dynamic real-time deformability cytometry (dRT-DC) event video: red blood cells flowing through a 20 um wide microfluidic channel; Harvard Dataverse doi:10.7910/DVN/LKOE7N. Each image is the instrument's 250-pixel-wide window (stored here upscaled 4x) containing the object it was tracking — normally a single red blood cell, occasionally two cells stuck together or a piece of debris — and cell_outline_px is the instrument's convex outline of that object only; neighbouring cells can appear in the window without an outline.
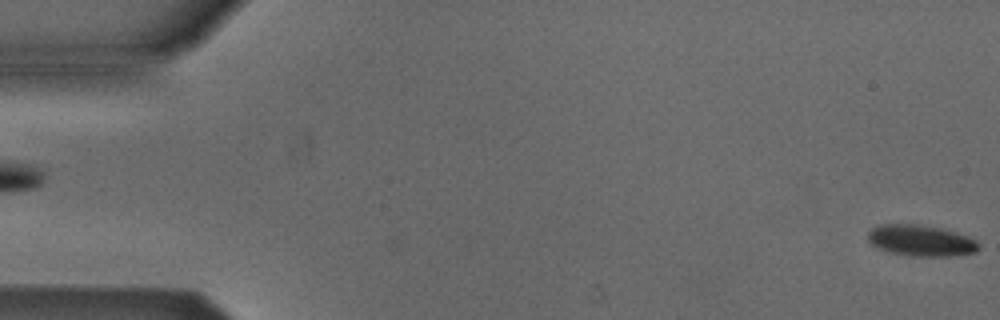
{"species": "Egyptian fruit bat (a non-hibernating species)", "species_latin": "Rousettus aegyptiacus", "temperature_condition": "cold", "stored_images_in_passage": 3, "segment_of_instrument_passage": [2, 2], "camera_frame_rate_fps": 3000, "um_per_image_px": 0.085, "animal": {"sex": "male"}, "frame": {"image": 1, "passage_image": 3, "time_ms": 2.333, "image_size_px": [1000, 320], "cell_outline_px": [[980, 248], [976, 252], [956, 256], [908, 256], [876, 248], [868, 240], [868, 232], [872, 228], [884, 224], [916, 224], [940, 228], [956, 232], [968, 236], [976, 240], [980, 244]], "centroid_in_image_um": [78.31, 20.46], "position_along_channel_um": 6.7, "area_um2": 20.23}}